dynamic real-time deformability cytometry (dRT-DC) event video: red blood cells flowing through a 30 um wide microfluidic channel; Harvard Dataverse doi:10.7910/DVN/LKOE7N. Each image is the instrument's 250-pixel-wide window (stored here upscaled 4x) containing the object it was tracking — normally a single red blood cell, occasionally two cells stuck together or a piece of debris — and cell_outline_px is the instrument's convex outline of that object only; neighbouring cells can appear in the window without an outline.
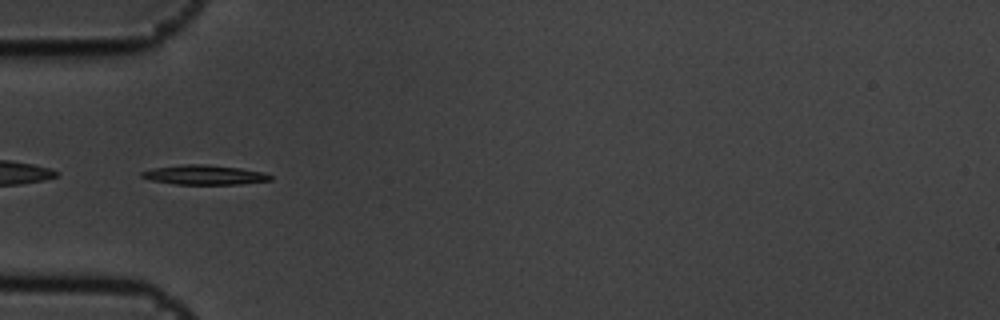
{"species": "common noctule bat (a hibernating species)", "species_latin": "Nyctalus noctula", "temperature_condition": "cold", "stored_images_in_passage": 9, "segment_of_instrument_passage": [2, 2], "camera_frame_rate_fps": 3000, "um_per_image_px": 0.085, "animal": {"sex": "male", "body_mass_g": 19.5, "forearm_length_mm": 54.6}, "frame": {"image": 1, "passage_image": 4, "time_ms": 1.0, "image_size_px": [1000, 320], "cell_outline_px": [[272, 180], [240, 184], [176, 184], [152, 180], [140, 176], [140, 172], [152, 168], [184, 164], [204, 164], [240, 168], [264, 172], [272, 176]], "centroid_in_image_um": [17.38, 14.86], "position_along_channel_um": 67.6, "area_um2": 14.62}}
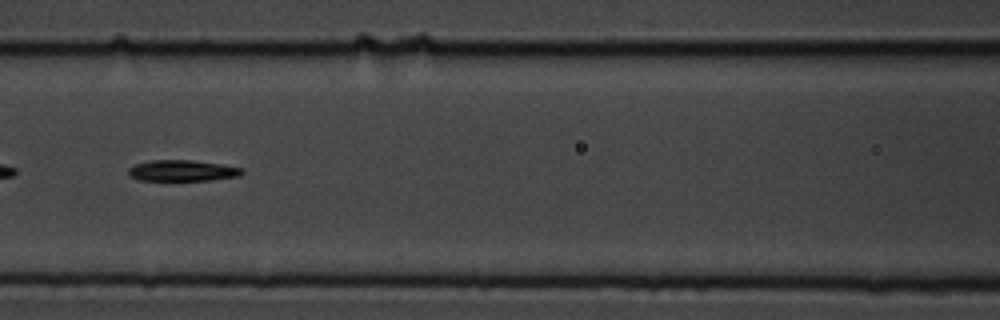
{"frame": {"image": 2, "passage_image": 6, "time_ms": 1.667, "image_size_px": [1000, 320], "cell_outline_px": [[244, 172], [240, 176], [212, 180], [140, 180], [128, 176], [128, 168], [136, 164], [152, 160], [192, 160], [220, 164], [244, 168]], "centroid_in_image_um": [15.52, 14.5], "position_along_channel_um": 151.1, "area_um2": 13.99}}
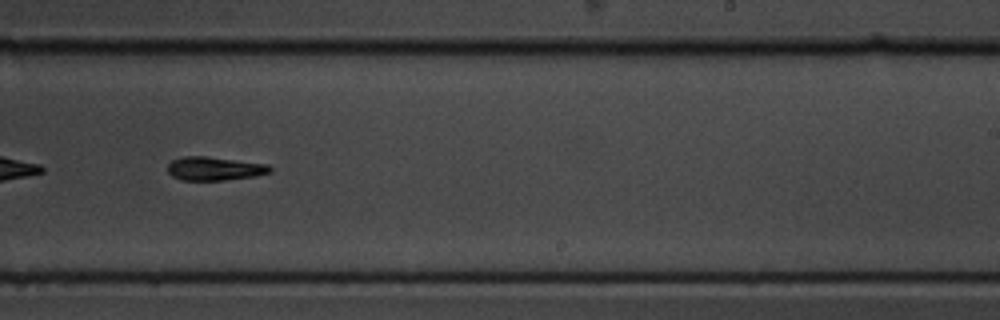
{"frame": {"image": 3, "passage_image": 9, "time_ms": 2.667, "image_size_px": [1000, 320], "cell_outline_px": [[272, 172], [256, 176], [224, 180], [180, 180], [172, 176], [168, 172], [168, 164], [172, 160], [184, 156], [204, 156], [268, 164], [272, 168]], "centroid_in_image_um": [18.24, 14.33], "position_along_channel_um": 270.8, "area_um2": 14.1}}